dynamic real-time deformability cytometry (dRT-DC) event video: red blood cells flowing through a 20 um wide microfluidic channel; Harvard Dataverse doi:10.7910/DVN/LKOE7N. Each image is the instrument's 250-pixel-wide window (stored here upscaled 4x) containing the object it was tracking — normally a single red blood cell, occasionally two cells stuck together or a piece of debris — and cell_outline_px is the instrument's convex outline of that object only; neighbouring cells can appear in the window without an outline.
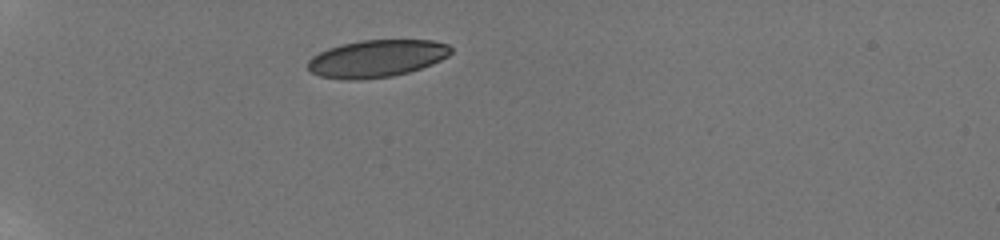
{"species": "human", "species_latin": "Homo sapiens", "temperature_condition": "room temperature", "stored_images_in_passage": 52, "camera_frame_rate_fps": 3000, "um_per_image_px": 0.085, "donor": {"sex": "male"}, "frame": {"image": 1, "passage_image": 1, "time_ms": 0.0, "image_size_px": [1000, 240], "cell_outline_px": [[452, 52], [448, 56], [432, 64], [408, 72], [392, 76], [360, 80], [344, 80], [320, 76], [312, 72], [308, 68], [308, 60], [312, 56], [328, 48], [340, 44], [360, 40], [432, 40], [448, 44], [452, 48]], "centroid_in_image_um": [32.01, 4.97], "position_along_channel_um": 53.0, "area_um2": 31.21}}
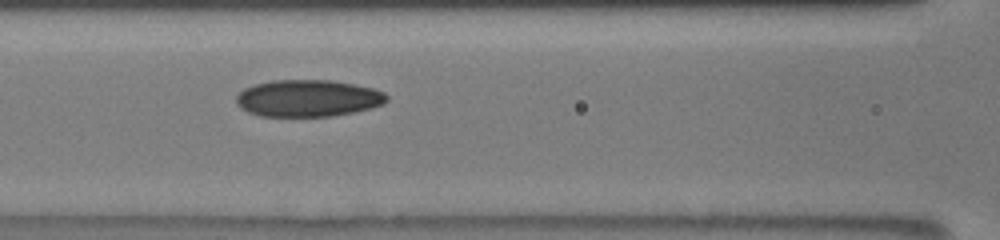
{"frame": {"image": 2, "passage_image": 16, "time_ms": 3.333, "image_size_px": [1000, 240], "cell_outline_px": [[388, 100], [384, 104], [352, 112], [332, 116], [260, 116], [248, 112], [240, 108], [236, 104], [236, 96], [244, 88], [256, 84], [272, 80], [332, 80], [372, 88], [384, 92], [388, 96]], "centroid_in_image_um": [26.15, 8.35], "position_along_channel_um": 140.4, "area_um2": 32.31}}
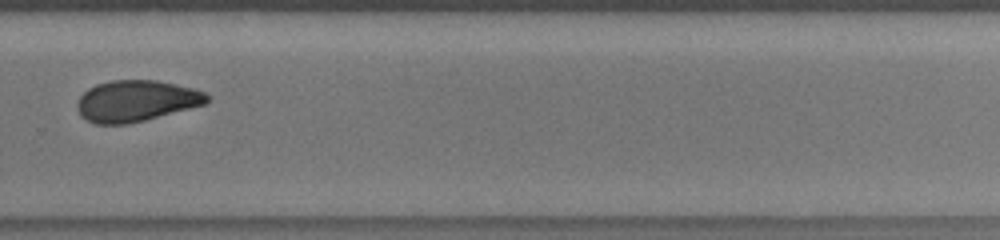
{"frame": {"image": 3, "passage_image": 32, "time_ms": 8.0, "image_size_px": [1000, 240], "cell_outline_px": [[208, 100], [204, 104], [144, 120], [128, 124], [96, 124], [80, 116], [76, 108], [76, 104], [80, 96], [88, 88], [96, 84], [112, 80], [156, 80], [176, 84], [192, 88], [204, 92], [208, 96]], "centroid_in_image_um": [11.52, 8.57], "position_along_channel_um": 318.3, "area_um2": 30.98}, "authors_computed_cell_mechanics": {"area_um2": 31.8478, "velocity_mm_per_s": 3.8197, "shape_relaxation_time_tau1_ms": null, "shape_relaxation_time_tau2_ms": 2.6541, "deformation_change_tau1": null, "deformation_change_tau2": 0.0812}}